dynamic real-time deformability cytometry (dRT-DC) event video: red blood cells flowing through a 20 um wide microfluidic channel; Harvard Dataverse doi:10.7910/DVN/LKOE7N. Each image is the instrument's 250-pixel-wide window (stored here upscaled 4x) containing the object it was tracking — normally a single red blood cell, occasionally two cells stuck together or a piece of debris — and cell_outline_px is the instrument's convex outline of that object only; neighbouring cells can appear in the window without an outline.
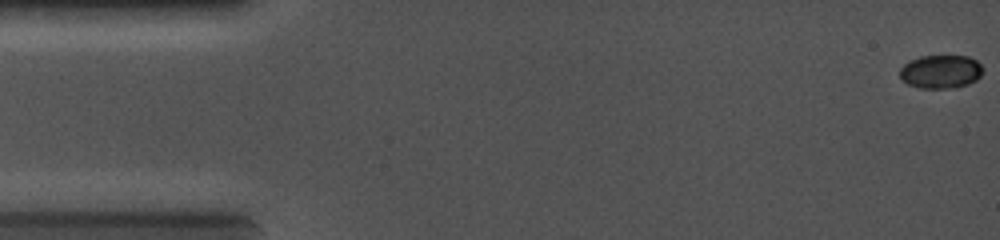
{"species": "common noctule bat (a hibernating species)", "species_latin": "Nyctalus noctula", "temperature_condition": "cold", "stored_images_in_passage": 53, "camera_frame_rate_fps": 5000, "um_per_image_px": 0.085, "animal": {"sex": "female", "body_mass_g": 19.0, "forearm_length_mm": 56.7}, "frame": {"image": 1, "passage_image": 1, "time_ms": 0.0, "image_size_px": [1000, 240], "cell_outline_px": [[984, 68], [980, 76], [976, 80], [968, 84], [944, 88], [920, 88], [908, 84], [900, 80], [900, 68], [908, 60], [920, 56], [968, 56], [976, 60]], "centroid_in_image_um": [79.94, 6.08], "position_along_channel_um": 5.1, "area_um2": 16.24}}
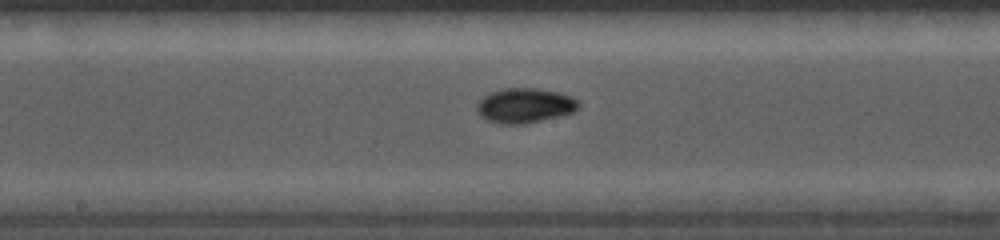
{"frame": {"image": 2, "passage_image": 27, "time_ms": 7.0, "image_size_px": [1000, 240], "cell_outline_px": [[580, 104], [572, 112], [524, 124], [500, 124], [488, 120], [480, 116], [476, 108], [476, 104], [488, 92], [504, 88], [536, 88], [556, 92], [572, 96]], "centroid_in_image_um": [44.55, 8.96], "position_along_channel_um": 203.7, "area_um2": 20.4}}
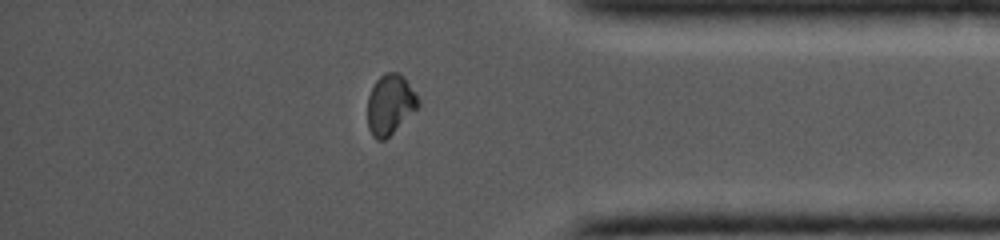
{"frame": {"image": 3, "passage_image": 45, "time_ms": 11.4, "image_size_px": [1000, 240], "cell_outline_px": [[420, 104], [384, 140], [376, 140], [372, 136], [368, 128], [368, 96], [376, 80], [384, 72], [396, 72], [404, 76], [420, 100]], "centroid_in_image_um": [33.14, 8.85], "position_along_channel_um": 402.1, "area_um2": 17.46}}